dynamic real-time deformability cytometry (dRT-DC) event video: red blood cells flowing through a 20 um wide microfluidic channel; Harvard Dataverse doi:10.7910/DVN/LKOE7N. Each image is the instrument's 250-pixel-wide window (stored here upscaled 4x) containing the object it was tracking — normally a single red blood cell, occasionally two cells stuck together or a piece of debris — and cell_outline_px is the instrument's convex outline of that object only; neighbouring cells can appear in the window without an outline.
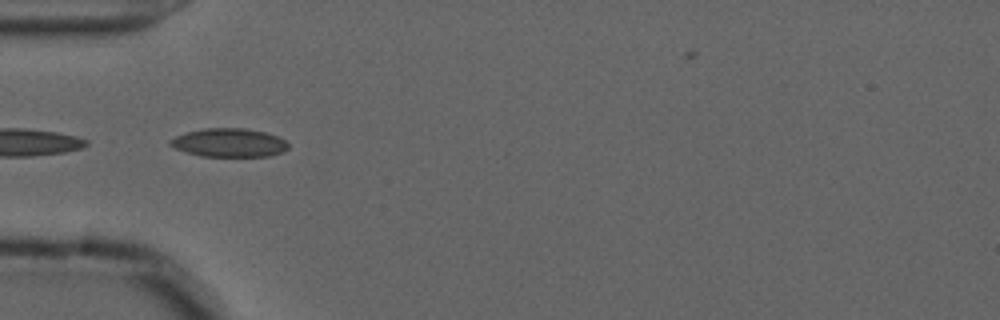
{"species": "common noctule bat (a hibernating species)", "species_latin": "Nyctalus noctula", "temperature_condition": "cold", "stored_images_in_passage": 29, "camera_frame_rate_fps": 3000, "um_per_image_px": 0.085, "animal": {"sex": "male", "forearm_length_mm": 52.5}, "frame": {"image": 1, "passage_image": 17, "time_ms": 5.333, "image_size_px": [1000, 320], "cell_outline_px": [[288, 148], [284, 152], [268, 156], [200, 156], [176, 148], [168, 144], [168, 140], [176, 136], [188, 132], [204, 128], [244, 128], [264, 132], [276, 136], [284, 140], [288, 144]], "centroid_in_image_um": [19.47, 12.13], "position_along_channel_um": 65.5, "area_um2": 19.48}}
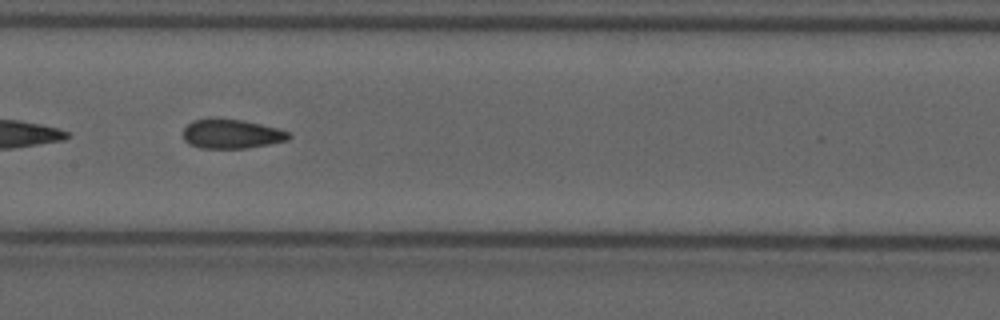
{"frame": {"image": 2, "passage_image": 27, "time_ms": 8.667, "image_size_px": [1000, 320], "cell_outline_px": [[292, 136], [288, 140], [248, 148], [200, 148], [188, 144], [184, 140], [184, 128], [192, 120], [208, 116], [216, 116], [244, 120], [276, 128], [288, 132]], "centroid_in_image_um": [19.62, 11.35], "position_along_channel_um": 187.8, "area_um2": 18.5}}